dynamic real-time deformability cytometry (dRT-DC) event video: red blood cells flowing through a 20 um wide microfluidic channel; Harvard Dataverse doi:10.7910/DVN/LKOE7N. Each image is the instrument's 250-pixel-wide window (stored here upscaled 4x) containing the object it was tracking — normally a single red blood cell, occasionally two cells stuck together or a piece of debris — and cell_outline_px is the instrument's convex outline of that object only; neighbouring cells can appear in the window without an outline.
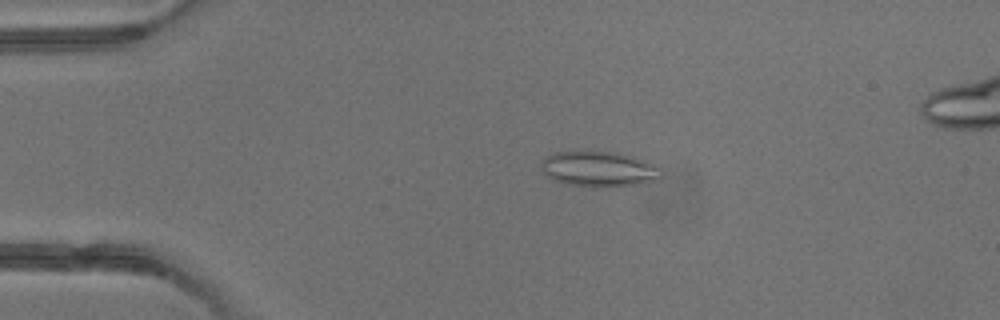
{"species": "common noctule bat (a hibernating species)", "species_latin": "Nyctalus noctula", "temperature_condition": "warm", "stored_images_in_passage": 3, "camera_frame_rate_fps": 3000, "um_per_image_px": 0.085, "animal": {"sex": "male", "body_mass_g": 13.3}, "frame": {"image": 1, "passage_image": 2, "time_ms": 1.0, "image_size_px": [1000, 320], "cell_outline_px": [[664, 176], [652, 180], [636, 184], [592, 188], [568, 184], [556, 180], [548, 176], [544, 172], [540, 164], [544, 156], [556, 152], [612, 152], [632, 156], [660, 168]], "centroid_in_image_um": [50.87, 14.37], "position_along_channel_um": 34.1, "area_um2": 24.33}}